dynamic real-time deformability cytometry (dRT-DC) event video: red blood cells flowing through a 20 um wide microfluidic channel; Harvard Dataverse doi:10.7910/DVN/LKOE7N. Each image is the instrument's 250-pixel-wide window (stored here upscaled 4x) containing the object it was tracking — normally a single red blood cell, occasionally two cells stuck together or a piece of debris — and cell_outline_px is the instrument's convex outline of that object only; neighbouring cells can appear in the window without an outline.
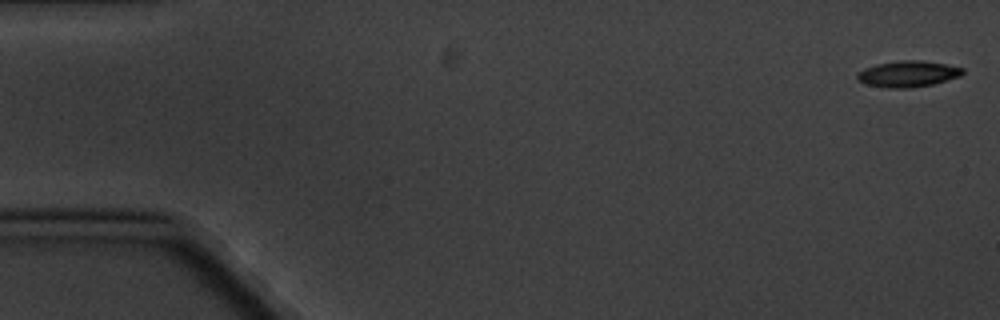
{"species": "common noctule bat (a hibernating species)", "species_latin": "Nyctalus noctula", "temperature_condition": "cold", "stored_images_in_passage": 8, "camera_frame_rate_fps": 3000, "um_per_image_px": 0.085, "animal": {"sex": "male", "body_mass_g": 20.1, "forearm_length_mm": 53.5}, "frame": {"image": 1, "passage_image": 1, "time_ms": 0.0, "image_size_px": [1000, 320], "cell_outline_px": [[964, 72], [960, 76], [932, 84], [912, 88], [884, 88], [868, 84], [860, 80], [856, 76], [864, 68], [876, 64], [900, 60], [920, 60], [944, 64], [964, 68]], "centroid_in_image_um": [77.18, 6.28], "position_along_channel_um": 7.8, "area_um2": 15.9}}
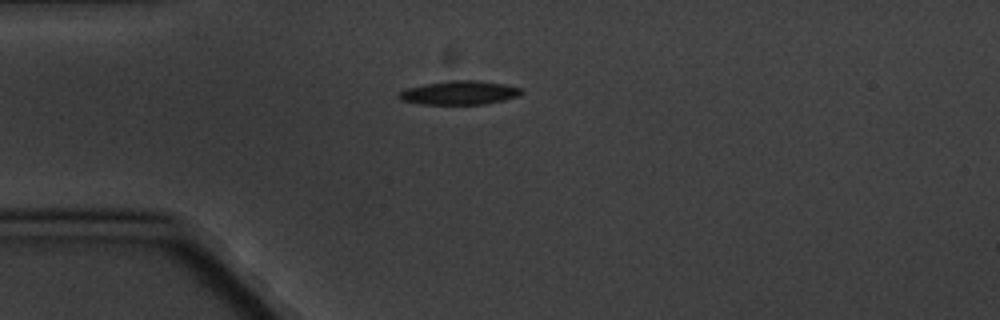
{"frame": {"image": 2, "passage_image": 5, "time_ms": 4.667, "image_size_px": [1000, 320], "cell_outline_px": [[524, 92], [520, 96], [504, 100], [484, 104], [420, 104], [400, 100], [400, 92], [408, 88], [424, 84], [448, 80], [476, 80], [504, 84], [520, 88]], "centroid_in_image_um": [39.09, 7.88], "position_along_channel_um": 45.9, "area_um2": 16.94}}